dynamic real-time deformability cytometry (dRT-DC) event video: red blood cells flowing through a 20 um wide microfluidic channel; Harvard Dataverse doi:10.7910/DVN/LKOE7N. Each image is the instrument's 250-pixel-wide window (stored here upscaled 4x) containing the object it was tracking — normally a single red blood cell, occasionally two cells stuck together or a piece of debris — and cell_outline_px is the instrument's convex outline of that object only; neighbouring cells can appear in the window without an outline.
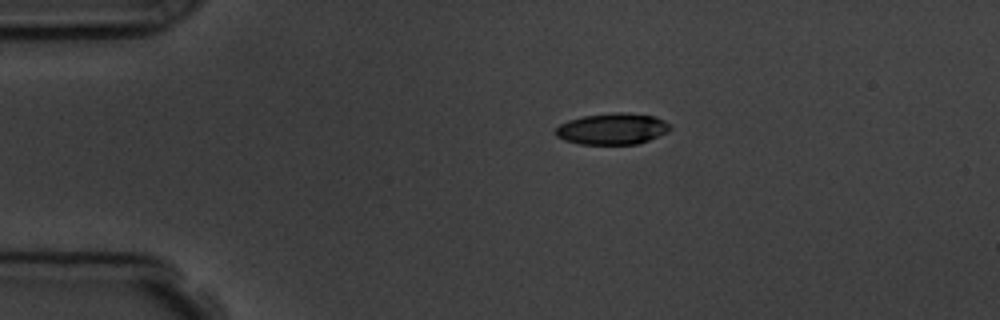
{"species": "common noctule bat (a hibernating species)", "species_latin": "Nyctalus noctula", "temperature_condition": "room temperature", "stored_images_in_passage": 2, "camera_frame_rate_fps": 3000, "um_per_image_px": 0.085, "animal": {"sex": "male", "body_mass_g": 19.5, "forearm_length_mm": 54.6}, "frame": {"image": 1, "passage_image": 1, "time_ms": 0.0, "image_size_px": [1000, 320], "cell_outline_px": [[672, 128], [668, 132], [648, 140], [636, 144], [580, 144], [564, 140], [556, 136], [556, 128], [560, 124], [568, 120], [584, 116], [612, 112], [628, 112], [656, 116], [664, 120]], "centroid_in_image_um": [52.06, 10.94], "position_along_channel_um": 32.9, "area_um2": 20.98}}